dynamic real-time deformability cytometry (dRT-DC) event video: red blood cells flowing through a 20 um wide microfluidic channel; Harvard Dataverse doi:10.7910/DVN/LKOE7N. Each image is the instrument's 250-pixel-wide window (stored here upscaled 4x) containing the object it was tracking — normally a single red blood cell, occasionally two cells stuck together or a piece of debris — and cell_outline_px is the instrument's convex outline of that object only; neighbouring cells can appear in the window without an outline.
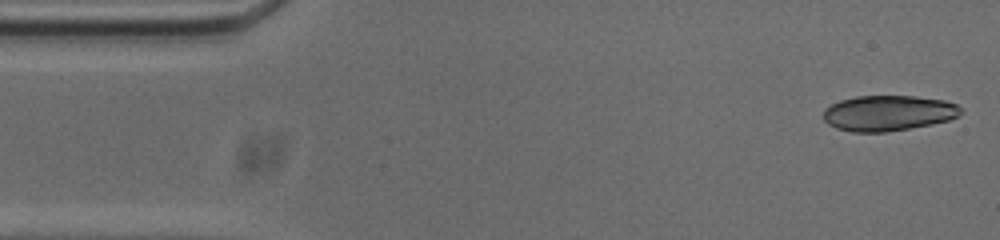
{"species": "common noctule bat (a hibernating species)", "species_latin": "Nyctalus noctula", "temperature_condition": "cold", "stored_images_in_passage": 52, "camera_frame_rate_fps": 3000, "um_per_image_px": 0.085, "animal": {"sex": "male", "body_mass_g": 20.0, "forearm_length_mm": 53.3}, "frame": {"image": 1, "passage_image": 1, "time_ms": 0.0, "image_size_px": [1000, 240], "cell_outline_px": [[964, 112], [948, 120], [932, 124], [884, 132], [852, 132], [836, 128], [828, 124], [824, 120], [824, 108], [840, 100], [856, 96], [916, 96], [944, 100], [956, 104]], "centroid_in_image_um": [75.48, 9.61], "position_along_channel_um": 9.5, "area_um2": 28.38}}
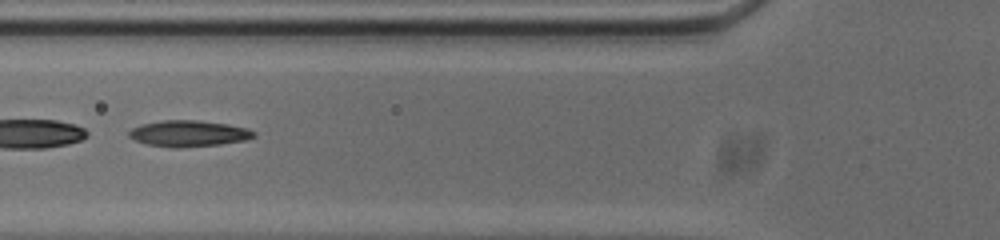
{"frame": {"image": 2, "passage_image": 18, "time_ms": 5.667, "image_size_px": [1000, 240], "cell_outline_px": [[256, 136], [248, 140], [220, 144], [148, 144], [136, 140], [128, 136], [128, 132], [132, 128], [140, 124], [164, 120], [200, 120], [228, 124], [248, 128], [256, 132]], "centroid_in_image_um": [16.12, 11.28], "position_along_channel_um": 109.7, "area_um2": 18.09}, "authors_computed_cell_mechanics": {"area_um2": 24.1315, "velocity_mm_per_s": 3.7469, "shape_relaxation_time_tau1_ms": null, "shape_relaxation_time_tau2_ms": 4.159, "deformation_change_tau1": null, "deformation_change_tau2": 0.0985}}